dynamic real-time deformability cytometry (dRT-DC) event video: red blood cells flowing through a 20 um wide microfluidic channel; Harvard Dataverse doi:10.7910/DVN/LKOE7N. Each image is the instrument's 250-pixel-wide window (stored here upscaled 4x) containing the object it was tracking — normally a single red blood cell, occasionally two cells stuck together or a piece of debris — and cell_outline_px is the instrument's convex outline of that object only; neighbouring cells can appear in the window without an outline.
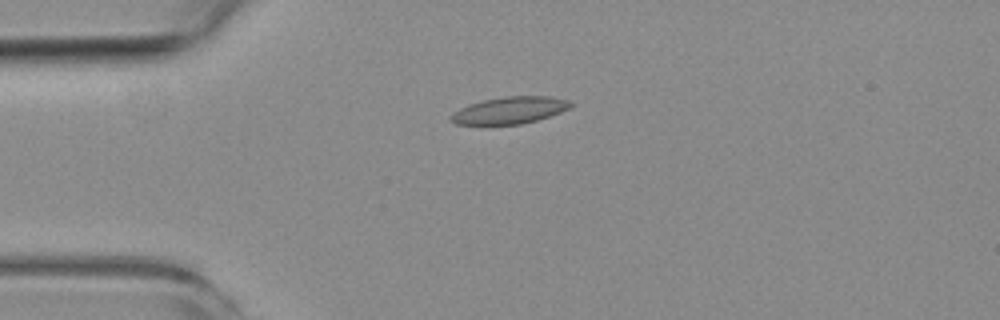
{"species": "common noctule bat (a hibernating species)", "species_latin": "Nyctalus noctula", "temperature_condition": "room temperature", "stored_images_in_passage": 1, "camera_frame_rate_fps": 3000, "um_per_image_px": 0.085, "animal": {"sex": "female", "body_mass_g": 19.3, "forearm_length_mm": 54.1}, "frame": {"image": 1, "passage_image": 1, "time_ms": 0.0, "image_size_px": [1000, 320], "cell_outline_px": [[576, 104], [560, 112], [536, 120], [520, 124], [456, 124], [448, 120], [448, 116], [452, 112], [468, 104], [484, 100], [504, 96], [552, 96], [568, 100]], "centroid_in_image_um": [43.29, 9.36], "position_along_channel_um": 41.7, "area_um2": 18.84}}